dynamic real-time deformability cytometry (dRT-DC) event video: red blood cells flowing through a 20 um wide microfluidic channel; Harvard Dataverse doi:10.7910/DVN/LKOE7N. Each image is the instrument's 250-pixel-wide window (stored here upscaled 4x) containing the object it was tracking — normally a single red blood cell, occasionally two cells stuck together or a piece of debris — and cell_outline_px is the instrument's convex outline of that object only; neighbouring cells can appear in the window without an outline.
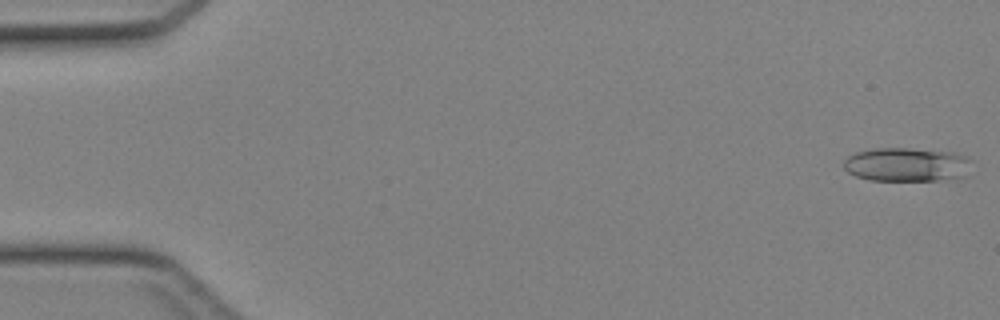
{"species": "Egyptian fruit bat (a non-hibernating species)", "species_latin": "Rousettus aegyptiacus", "temperature_condition": "cold", "stored_images_in_passage": 13, "camera_frame_rate_fps": 3000, "um_per_image_px": 0.085, "animal": {"sex": "female"}, "frame": {"image": 1, "passage_image": 1, "time_ms": 0.0, "image_size_px": [1000, 320], "cell_outline_px": [[972, 160], [968, 176], [960, 180], [868, 180], [856, 176], [848, 172], [844, 168], [844, 160], [848, 156], [856, 152], [872, 148], [908, 148], [952, 152], [968, 156]], "centroid_in_image_um": [77.16, 14.0], "position_along_channel_um": 7.8, "area_um2": 25.84}}